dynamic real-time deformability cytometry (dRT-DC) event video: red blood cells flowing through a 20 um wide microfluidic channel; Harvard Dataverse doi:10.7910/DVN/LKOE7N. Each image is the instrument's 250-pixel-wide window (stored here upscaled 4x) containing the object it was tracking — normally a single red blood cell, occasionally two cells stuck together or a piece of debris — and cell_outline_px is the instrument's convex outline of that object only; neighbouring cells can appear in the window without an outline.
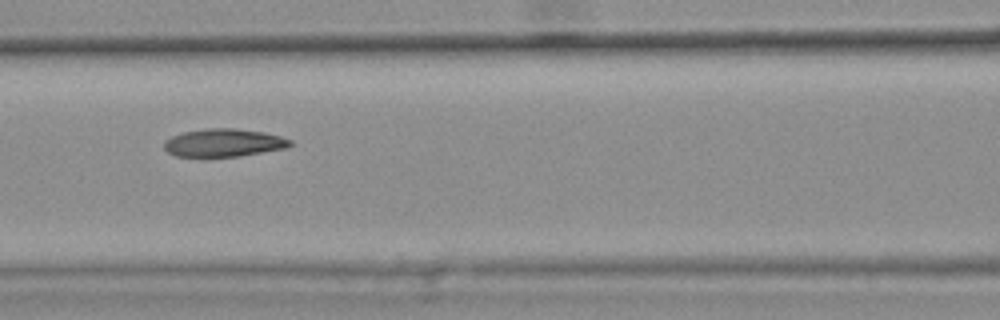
{"species": "common noctule bat (a hibernating species)", "species_latin": "Nyctalus noctula", "temperature_condition": "warm", "stored_images_in_passage": 47, "camera_frame_rate_fps": 3000, "um_per_image_px": 0.085, "animal": {"sex": "female", "body_mass_g": 25.1}, "frame": {"image": 1, "passage_image": 21, "time_ms": 6.667, "image_size_px": [1000, 320], "cell_outline_px": [[292, 144], [284, 148], [240, 156], [204, 160], [176, 156], [168, 152], [164, 148], [164, 140], [172, 136], [184, 132], [208, 128], [236, 128], [264, 132], [280, 136], [292, 140]], "centroid_in_image_um": [18.95, 12.18], "position_along_channel_um": 147.7, "area_um2": 21.27}, "authors_computed_cell_mechanics": {"area_um2": 21.097, "velocity_mm_per_s": 3.6872, "shape_relaxation_time_tau1_ms": 9.3812, "shape_relaxation_time_tau2_ms": 2.9689, "deformation_change_tau1": 0.242, "deformation_change_tau2": 0.088}}